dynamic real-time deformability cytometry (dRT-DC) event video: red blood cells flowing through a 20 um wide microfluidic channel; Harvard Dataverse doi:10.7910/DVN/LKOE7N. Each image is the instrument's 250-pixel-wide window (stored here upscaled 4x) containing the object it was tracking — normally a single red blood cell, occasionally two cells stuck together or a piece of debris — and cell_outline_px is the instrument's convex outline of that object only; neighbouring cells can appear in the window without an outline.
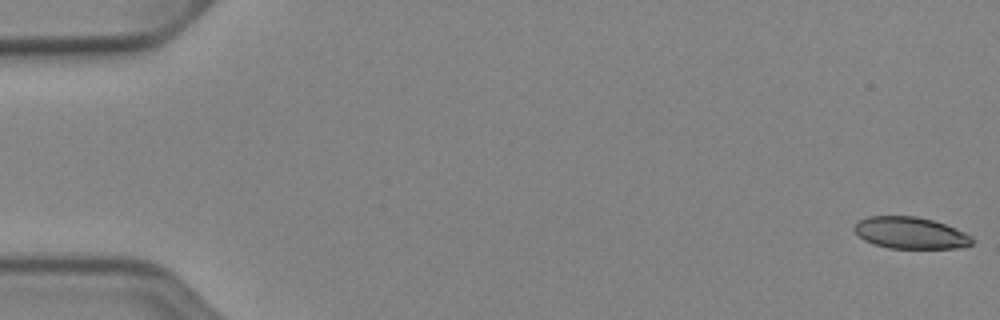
{"species": "Egyptian fruit bat (a non-hibernating species)", "species_latin": "Rousettus aegyptiacus", "temperature_condition": "cold", "stored_images_in_passage": 6, "camera_frame_rate_fps": 3000, "um_per_image_px": 0.085, "animal": {"sex": "female"}, "frame": {"image": 1, "passage_image": 1, "time_ms": 0.0, "image_size_px": [1000, 320], "cell_outline_px": [[976, 240], [972, 244], [964, 248], [888, 248], [872, 244], [864, 240], [852, 228], [860, 220], [868, 216], [916, 216], [932, 220], [944, 224], [964, 232], [972, 236]], "centroid_in_image_um": [77.41, 19.81], "position_along_channel_um": 7.6, "area_um2": 21.85}}